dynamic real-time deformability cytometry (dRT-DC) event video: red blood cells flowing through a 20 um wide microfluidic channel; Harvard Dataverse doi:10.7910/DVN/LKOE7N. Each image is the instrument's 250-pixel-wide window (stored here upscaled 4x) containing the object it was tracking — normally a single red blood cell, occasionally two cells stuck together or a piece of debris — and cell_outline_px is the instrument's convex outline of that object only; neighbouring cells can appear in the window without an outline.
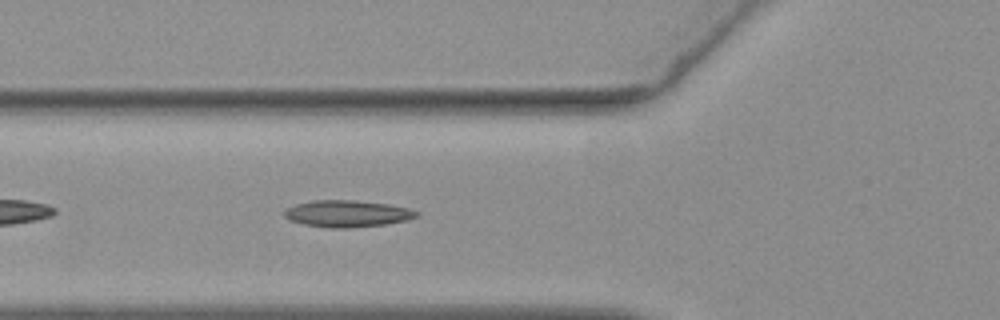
{"species": "common noctule bat (a hibernating species)", "species_latin": "Nyctalus noctula", "temperature_condition": "warm", "stored_images_in_passage": 35, "camera_frame_rate_fps": 3000, "um_per_image_px": 0.085, "animal": {"sex": "female", "body_mass_g": 19.3, "forearm_length_mm": 54.1}, "frame": {"image": 1, "passage_image": 6, "time_ms": 1.667, "image_size_px": [1000, 320], "cell_outline_px": [[420, 216], [408, 220], [384, 224], [348, 228], [328, 228], [304, 224], [292, 220], [284, 216], [284, 208], [296, 204], [312, 200], [352, 200], [388, 204], [408, 208], [420, 212]], "centroid_in_image_um": [29.53, 18.15], "position_along_channel_um": 96.3, "area_um2": 20.63}}
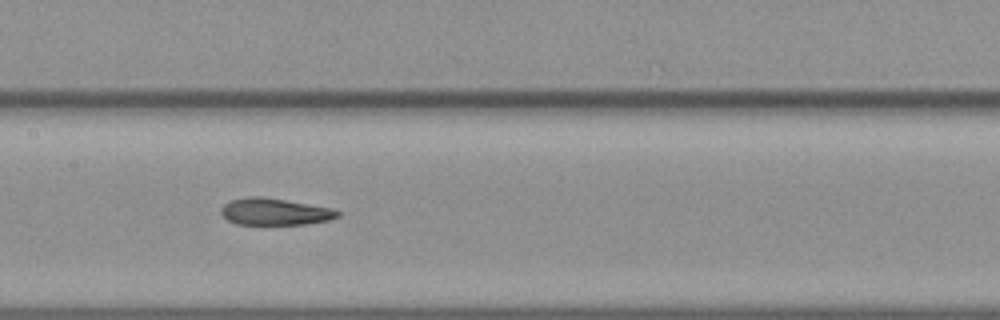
{"frame": {"image": 2, "passage_image": 13, "time_ms": 4.0, "image_size_px": [1000, 320], "cell_outline_px": [[340, 216], [328, 220], [308, 224], [236, 224], [228, 220], [220, 212], [220, 208], [224, 204], [232, 200], [248, 196], [260, 196], [332, 208], [340, 212]], "centroid_in_image_um": [23.35, 18.0], "position_along_channel_um": 184.1, "area_um2": 18.09}}
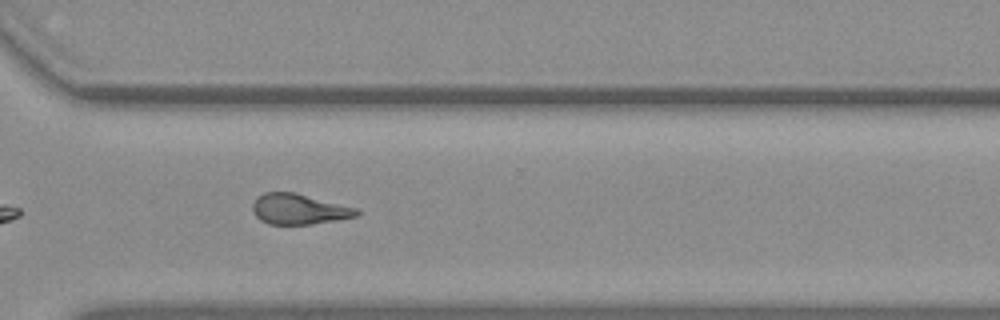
{"frame": {"image": 3, "passage_image": 26, "time_ms": 8.333, "image_size_px": [1000, 320], "cell_outline_px": [[360, 212], [356, 216], [336, 220], [312, 224], [268, 224], [260, 220], [252, 212], [252, 204], [264, 192], [292, 192], [360, 208]], "centroid_in_image_um": [25.42, 17.78], "position_along_channel_um": 345.2, "area_um2": 18.44}, "authors_computed_cell_mechanics": {"area_um2": 18.9584, "velocity_mm_per_s": 3.7337, "shape_relaxation_time_tau1_ms": null, "shape_relaxation_time_tau2_ms": 4.7143, "deformation_change_tau1": null, "deformation_change_tau2": 0.1324}}